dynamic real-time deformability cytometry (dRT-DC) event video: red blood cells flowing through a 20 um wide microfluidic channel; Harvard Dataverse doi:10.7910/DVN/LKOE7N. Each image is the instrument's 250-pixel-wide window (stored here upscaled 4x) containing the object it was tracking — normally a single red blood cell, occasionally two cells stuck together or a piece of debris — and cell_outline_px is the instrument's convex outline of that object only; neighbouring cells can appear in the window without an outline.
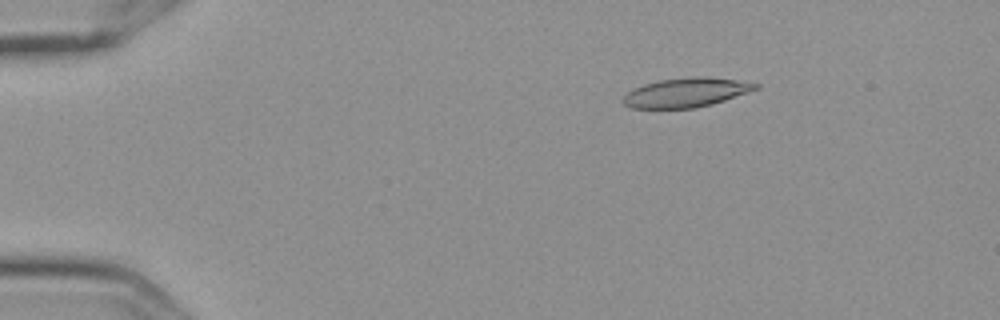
{"species": "Egyptian fruit bat (a non-hibernating species)", "species_latin": "Rousettus aegyptiacus", "temperature_condition": "cold", "stored_images_in_passage": 15, "camera_frame_rate_fps": 3000, "um_per_image_px": 0.085, "frame": {"image": 1, "passage_image": 3, "time_ms": 0.667, "image_size_px": [1000, 320], "cell_outline_px": [[760, 88], [712, 104], [696, 108], [632, 108], [624, 104], [620, 100], [632, 88], [644, 84], [660, 80], [688, 76], [708, 76], [736, 80], [760, 84]], "centroid_in_image_um": [58.3, 7.85], "position_along_channel_um": 26.7, "area_um2": 22.72}}
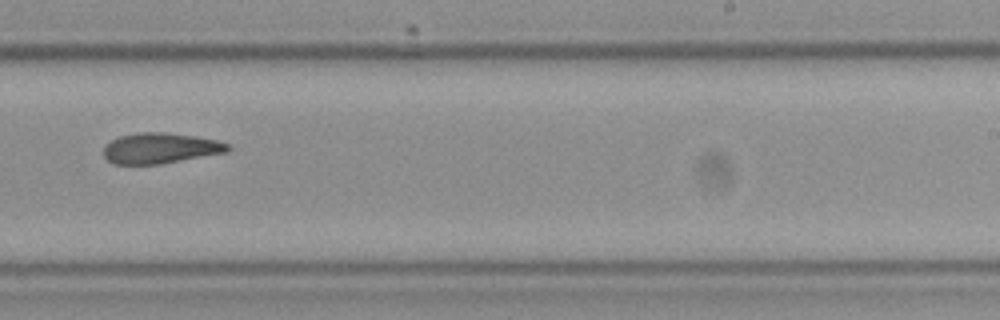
{"frame": {"image": 2, "passage_image": 10, "time_ms": 3.0, "image_size_px": [1000, 320], "cell_outline_px": [[232, 148], [228, 152], [160, 164], [112, 164], [104, 156], [104, 144], [120, 136], [136, 132], [168, 132], [196, 136], [216, 140], [228, 144]], "centroid_in_image_um": [13.63, 12.59], "position_along_channel_um": 275.4, "area_um2": 22.31}}
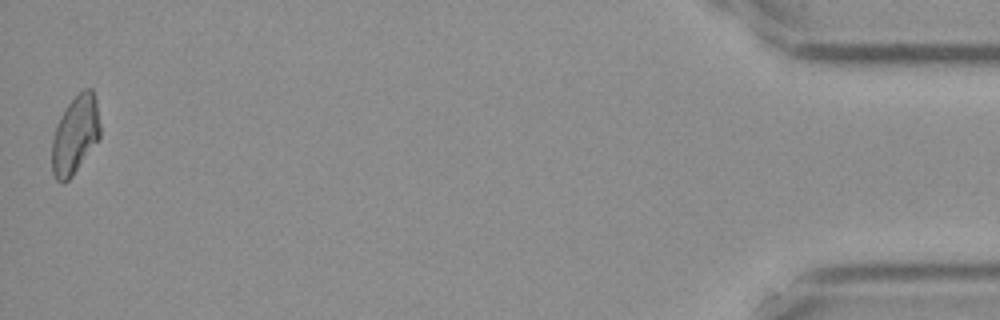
{"frame": {"image": 3, "passage_image": 15, "time_ms": 4.667, "image_size_px": [1000, 320], "cell_outline_px": [[100, 136], [72, 176], [64, 184], [56, 180], [52, 172], [52, 140], [60, 116], [68, 104], [84, 88], [92, 88], [96, 100], [100, 124]], "centroid_in_image_um": [6.38, 11.47], "position_along_channel_um": 428.8, "area_um2": 21.68}}